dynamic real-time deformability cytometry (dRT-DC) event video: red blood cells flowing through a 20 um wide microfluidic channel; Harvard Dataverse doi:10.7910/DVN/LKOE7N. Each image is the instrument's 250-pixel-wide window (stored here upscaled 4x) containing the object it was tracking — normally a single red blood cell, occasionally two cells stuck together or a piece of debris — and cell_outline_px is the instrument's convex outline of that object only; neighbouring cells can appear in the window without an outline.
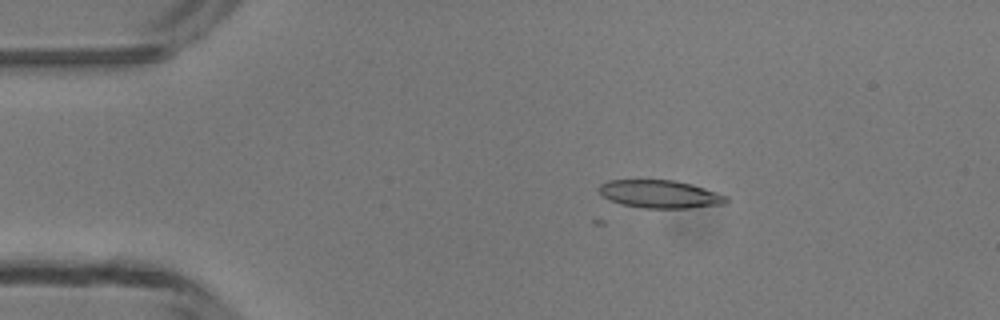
{"species": "common noctule bat (a hibernating species)", "species_latin": "Nyctalus noctula", "temperature_condition": "room temperature", "stored_images_in_passage": 2, "camera_frame_rate_fps": 3000, "um_per_image_px": 0.085, "animal": {"sex": "male", "body_mass_g": 13.3}, "frame": {"image": 1, "passage_image": 2, "time_ms": 0.333, "image_size_px": [1000, 320], "cell_outline_px": [[728, 200], [724, 204], [688, 208], [644, 208], [620, 204], [608, 200], [596, 188], [600, 184], [608, 180], [676, 180], [692, 184], [728, 196]], "centroid_in_image_um": [56.07, 16.5], "position_along_channel_um": 28.9, "area_um2": 20.81}}